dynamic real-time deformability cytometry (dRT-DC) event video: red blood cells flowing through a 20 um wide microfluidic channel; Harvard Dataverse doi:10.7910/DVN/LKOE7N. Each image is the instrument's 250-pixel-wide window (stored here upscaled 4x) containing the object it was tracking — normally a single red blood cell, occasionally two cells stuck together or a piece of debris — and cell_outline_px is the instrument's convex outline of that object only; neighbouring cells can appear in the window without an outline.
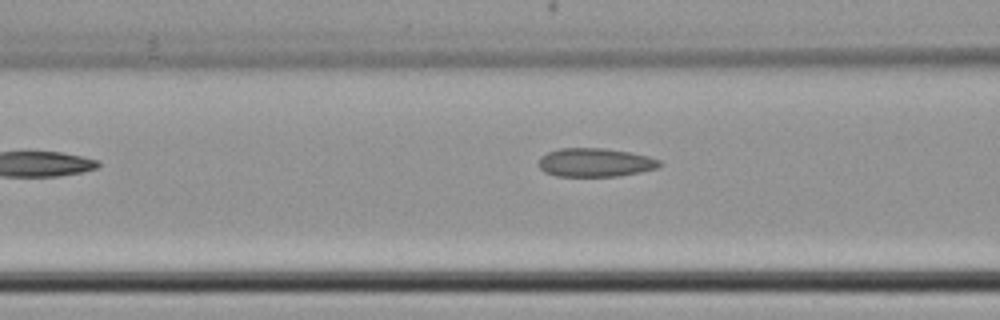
{"species": "common noctule bat (a hibernating species)", "species_latin": "Nyctalus noctula", "temperature_condition": "cold", "stored_images_in_passage": 5, "camera_frame_rate_fps": 3000, "um_per_image_px": 0.085, "animal": {"sex": "female", "body_mass_g": 22.7, "forearm_length_mm": 54.2}, "frame": {"image": 1, "passage_image": 5, "time_ms": 4.667, "image_size_px": [1000, 320], "cell_outline_px": [[664, 164], [660, 168], [620, 176], [556, 176], [544, 172], [540, 168], [540, 156], [548, 152], [560, 148], [604, 148], [632, 152], [648, 156], [660, 160]], "centroid_in_image_um": [50.65, 13.81], "position_along_channel_um": 116.0, "area_um2": 20.4}}